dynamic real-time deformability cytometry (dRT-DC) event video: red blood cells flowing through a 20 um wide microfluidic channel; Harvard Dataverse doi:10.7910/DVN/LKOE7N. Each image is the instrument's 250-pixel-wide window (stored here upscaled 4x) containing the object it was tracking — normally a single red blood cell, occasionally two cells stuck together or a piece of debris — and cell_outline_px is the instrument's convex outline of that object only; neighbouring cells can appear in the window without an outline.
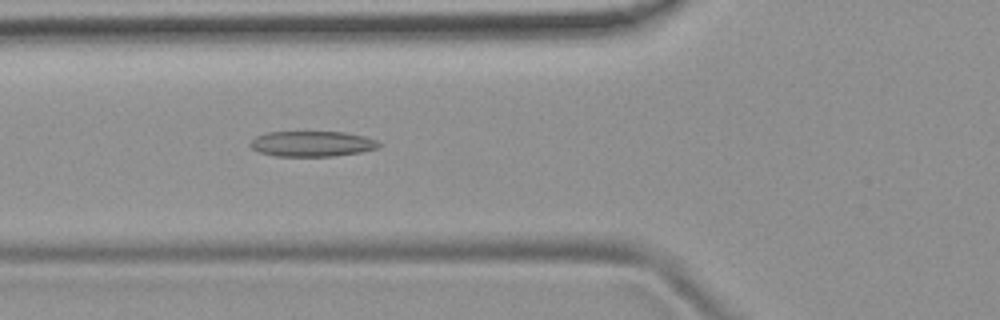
{"species": "common noctule bat (a hibernating species)", "species_latin": "Nyctalus noctula", "temperature_condition": "room temperature", "stored_images_in_passage": 45, "camera_frame_rate_fps": 3000, "um_per_image_px": 0.085, "animal": {"sex": "female", "body_mass_g": 19.9}, "frame": {"image": 1, "passage_image": 12, "time_ms": 3.667, "image_size_px": [1000, 320], "cell_outline_px": [[384, 144], [376, 148], [360, 152], [332, 156], [276, 156], [260, 152], [252, 148], [248, 144], [256, 136], [268, 132], [344, 132], [364, 136], [376, 140]], "centroid_in_image_um": [26.53, 12.22], "position_along_channel_um": 99.3, "area_um2": 19.02}}
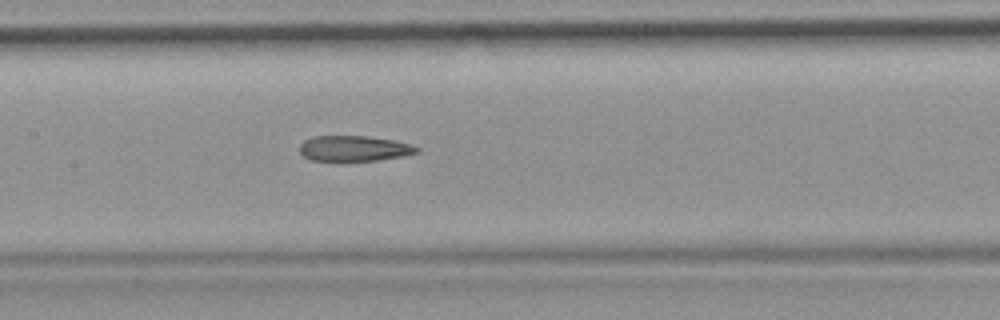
{"frame": {"image": 2, "passage_image": 18, "time_ms": 5.667, "image_size_px": [1000, 320], "cell_outline_px": [[420, 152], [404, 156], [376, 160], [312, 160], [304, 156], [300, 152], [300, 144], [304, 140], [312, 136], [368, 136], [396, 140], [412, 144], [420, 148]], "centroid_in_image_um": [30.15, 12.6], "position_along_channel_um": 177.3, "area_um2": 17.46}}
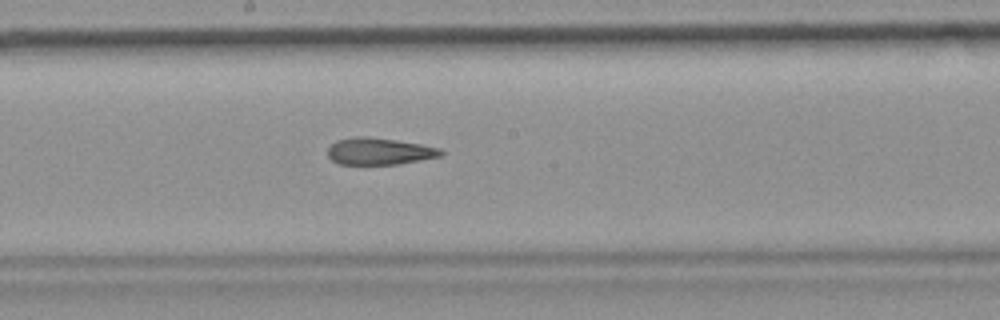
{"frame": {"image": 3, "passage_image": 21, "time_ms": 6.667, "image_size_px": [1000, 320], "cell_outline_px": [[444, 152], [440, 156], [400, 164], [340, 164], [332, 160], [328, 156], [328, 148], [336, 140], [356, 136], [368, 136], [396, 140], [420, 144], [440, 148]], "centroid_in_image_um": [32.23, 12.85], "position_along_channel_um": 216.0, "area_um2": 17.69}, "authors_computed_cell_mechanics": {"area_um2": 18.785, "velocity_mm_per_s": 3.8895, "shape_relaxation_time_tau1_ms": null, "shape_relaxation_time_tau2_ms": 4.9503, "deformation_change_tau1": null, "deformation_change_tau2": 0.1635}}